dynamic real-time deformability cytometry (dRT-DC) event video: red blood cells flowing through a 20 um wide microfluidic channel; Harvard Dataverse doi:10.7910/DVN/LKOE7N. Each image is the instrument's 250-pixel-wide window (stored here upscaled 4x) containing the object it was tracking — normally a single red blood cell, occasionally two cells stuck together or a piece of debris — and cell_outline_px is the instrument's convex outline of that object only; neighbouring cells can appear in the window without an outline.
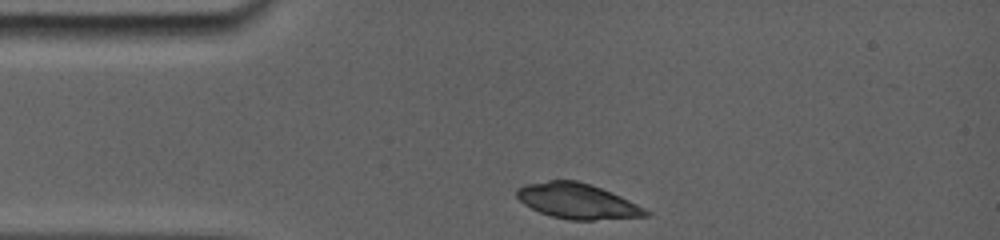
{"species": "common noctule bat (a hibernating species)", "species_latin": "Nyctalus noctula", "temperature_condition": "room temperature", "stored_images_in_passage": 3, "camera_frame_rate_fps": 5000, "um_per_image_px": 0.085, "animal": {"sex": "female", "body_mass_g": 19.0, "forearm_length_mm": 56.7}, "frame": {"image": 1, "passage_image": 1, "time_ms": 0.0, "image_size_px": [1000, 240], "cell_outline_px": [[652, 212], [648, 216], [592, 220], [568, 220], [552, 216], [540, 212], [524, 204], [516, 196], [516, 188], [524, 184], [548, 180], [576, 180], [592, 184], [612, 192]], "centroid_in_image_um": [49.06, 17.08], "position_along_channel_um": 35.9, "area_um2": 26.59}}
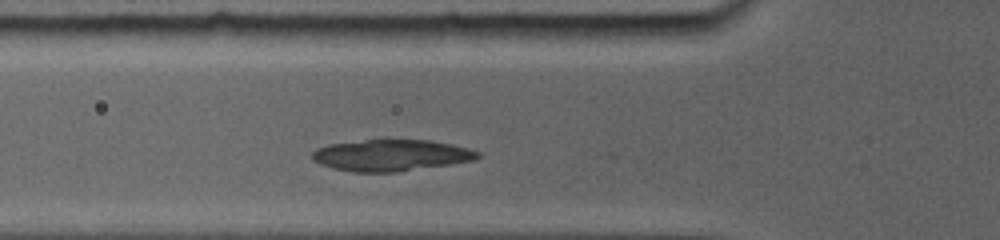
{"frame": {"image": 2, "passage_image": 3, "time_ms": 2.2, "image_size_px": [1000, 240], "cell_outline_px": [[480, 156], [476, 160], [452, 164], [396, 172], [352, 172], [332, 168], [320, 164], [312, 160], [312, 152], [316, 148], [332, 144], [368, 140], [428, 140], [448, 144], [480, 152]], "centroid_in_image_um": [33.22, 13.22], "position_along_channel_um": 92.6, "area_um2": 30.06}}